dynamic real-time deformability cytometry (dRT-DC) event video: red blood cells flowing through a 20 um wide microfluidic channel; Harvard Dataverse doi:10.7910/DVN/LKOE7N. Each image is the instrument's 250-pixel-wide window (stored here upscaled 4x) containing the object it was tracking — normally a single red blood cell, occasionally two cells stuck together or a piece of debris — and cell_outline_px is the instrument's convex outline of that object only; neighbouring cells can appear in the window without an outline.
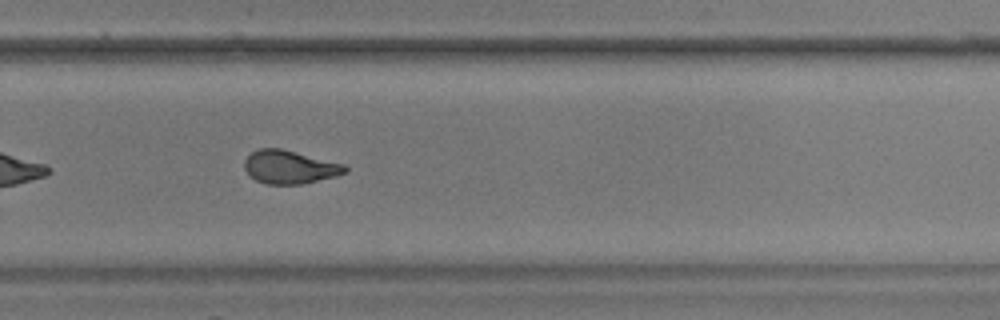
{"species": "common noctule bat (a hibernating species)", "species_latin": "Nyctalus noctula", "temperature_condition": "warm", "stored_images_in_passage": 39, "camera_frame_rate_fps": 3000, "um_per_image_px": 0.085, "animal": {"sex": "male", "body_mass_g": 17.9, "forearm_length_mm": 54.2}, "frame": {"image": 1, "passage_image": 23, "time_ms": 7.333, "image_size_px": [1000, 320], "cell_outline_px": [[348, 172], [336, 176], [304, 184], [264, 184], [248, 176], [244, 168], [244, 160], [252, 152], [260, 148], [280, 148], [344, 164], [348, 168]], "centroid_in_image_um": [24.61, 14.21], "position_along_channel_um": 305.2, "area_um2": 19.65}, "authors_computed_cell_mechanics": {"area_um2": 19.9988, "velocity_mm_per_s": 3.5943, "shape_relaxation_time_tau1_ms": 5.7873, "shape_relaxation_time_tau2_ms": 1.4561, "deformation_change_tau1": 0.1802, "deformation_change_tau2": 0.0808}}